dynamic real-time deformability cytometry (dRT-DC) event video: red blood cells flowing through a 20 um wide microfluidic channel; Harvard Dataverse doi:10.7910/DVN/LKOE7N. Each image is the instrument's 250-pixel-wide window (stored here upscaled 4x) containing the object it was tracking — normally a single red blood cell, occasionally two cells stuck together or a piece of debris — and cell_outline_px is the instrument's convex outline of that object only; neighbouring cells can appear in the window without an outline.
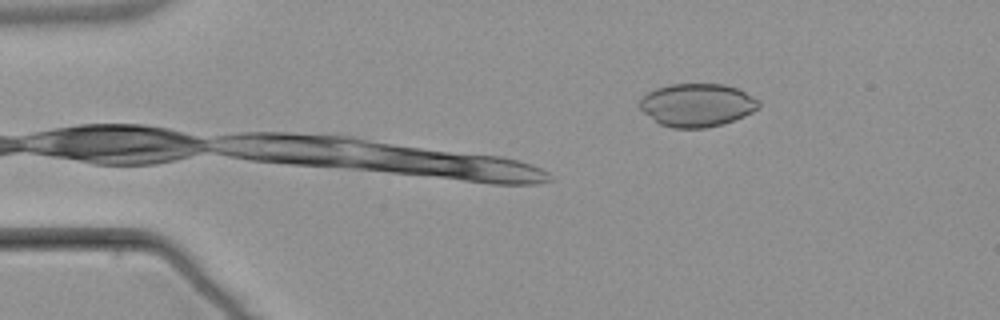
{"species": "common noctule bat (a hibernating species)", "species_latin": "Nyctalus noctula", "temperature_condition": "warm", "stored_images_in_passage": 4, "camera_frame_rate_fps": 3000, "um_per_image_px": 0.085, "animal": {"sex": "male", "body_mass_g": 21.5, "forearm_length_mm": 52.0}, "frame": {"image": 1, "passage_image": 4, "time_ms": 3.667, "image_size_px": [1000, 320], "cell_outline_px": [[760, 104], [752, 112], [744, 116], [724, 124], [704, 128], [672, 128], [660, 124], [644, 112], [640, 108], [640, 100], [648, 92], [656, 88], [672, 84], [724, 84], [736, 88], [760, 100]], "centroid_in_image_um": [59.26, 8.93], "position_along_channel_um": 25.7, "area_um2": 29.71}}